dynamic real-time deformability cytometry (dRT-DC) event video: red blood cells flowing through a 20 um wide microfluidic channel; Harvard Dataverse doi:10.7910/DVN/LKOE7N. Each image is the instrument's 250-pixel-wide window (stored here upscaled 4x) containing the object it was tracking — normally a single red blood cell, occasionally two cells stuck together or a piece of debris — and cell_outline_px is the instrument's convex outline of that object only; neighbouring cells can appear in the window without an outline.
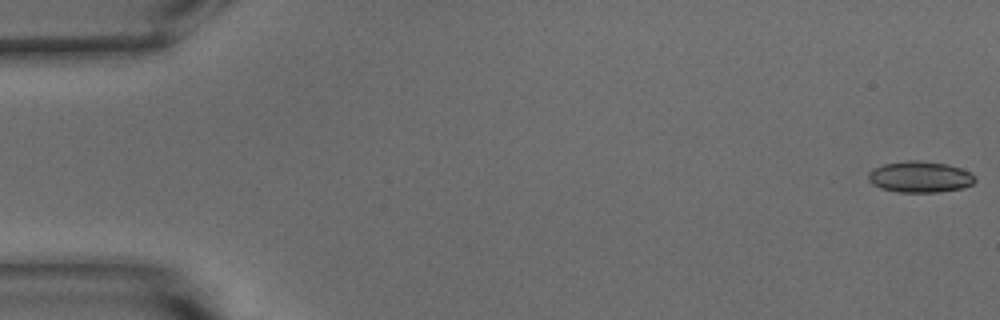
{"species": "common noctule bat (a hibernating species)", "species_latin": "Nyctalus noctula", "temperature_condition": "warm", "stored_images_in_passage": 54, "camera_frame_rate_fps": 3000, "um_per_image_px": 0.085, "animal": {"sex": "male", "body_mass_g": 15.6}, "frame": {"image": 1, "passage_image": 1, "time_ms": 0.0, "image_size_px": [1000, 320], "cell_outline_px": [[976, 180], [972, 184], [964, 188], [940, 192], [896, 192], [880, 188], [872, 184], [868, 180], [868, 172], [872, 168], [884, 164], [908, 160], [916, 160], [948, 164], [972, 172]], "centroid_in_image_um": [78.19, 15.04], "position_along_channel_um": 6.8, "area_um2": 19.65}}
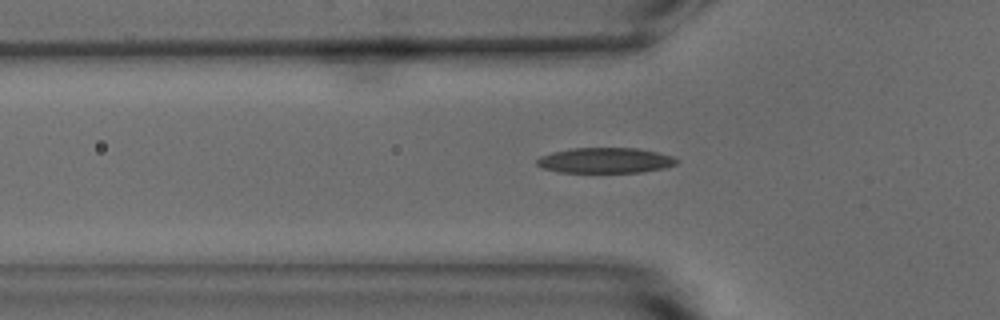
{"frame": {"image": 2, "passage_image": 18, "time_ms": 5.667, "image_size_px": [1000, 320], "cell_outline_px": [[680, 160], [676, 164], [664, 168], [640, 172], [560, 172], [544, 168], [536, 164], [536, 160], [540, 156], [552, 152], [572, 148], [636, 148], [676, 156]], "centroid_in_image_um": [51.48, 13.63], "position_along_channel_um": 74.3, "area_um2": 20.69}}
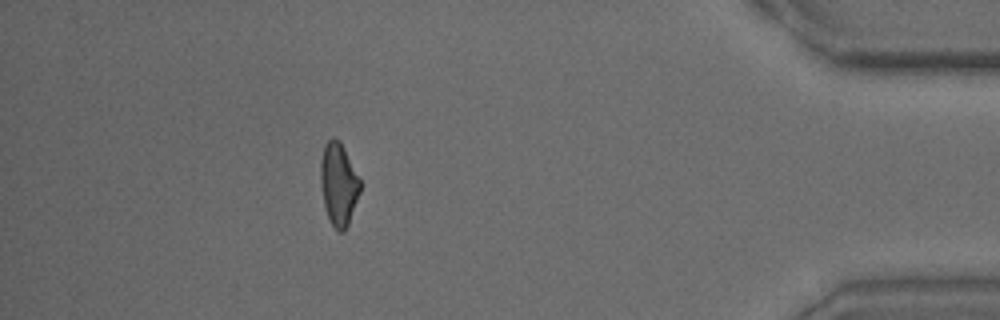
{"frame": {"image": 3, "passage_image": 48, "time_ms": 15.667, "image_size_px": [1000, 320], "cell_outline_px": [[364, 184], [348, 224], [344, 232], [340, 232], [332, 224], [328, 216], [324, 204], [320, 184], [320, 164], [324, 144], [332, 136], [340, 140], [360, 176]], "centroid_in_image_um": [28.82, 15.6], "position_along_channel_um": 406.4, "area_um2": 19.54}, "authors_computed_cell_mechanics": {"area_um2": 19.5653, "velocity_mm_per_s": 3.8004, "shape_relaxation_time_tau1_ms": 7.7124, "shape_relaxation_time_tau2_ms": 2.5569, "deformation_change_tau1": 0.2328, "deformation_change_tau2": 0.1083}}